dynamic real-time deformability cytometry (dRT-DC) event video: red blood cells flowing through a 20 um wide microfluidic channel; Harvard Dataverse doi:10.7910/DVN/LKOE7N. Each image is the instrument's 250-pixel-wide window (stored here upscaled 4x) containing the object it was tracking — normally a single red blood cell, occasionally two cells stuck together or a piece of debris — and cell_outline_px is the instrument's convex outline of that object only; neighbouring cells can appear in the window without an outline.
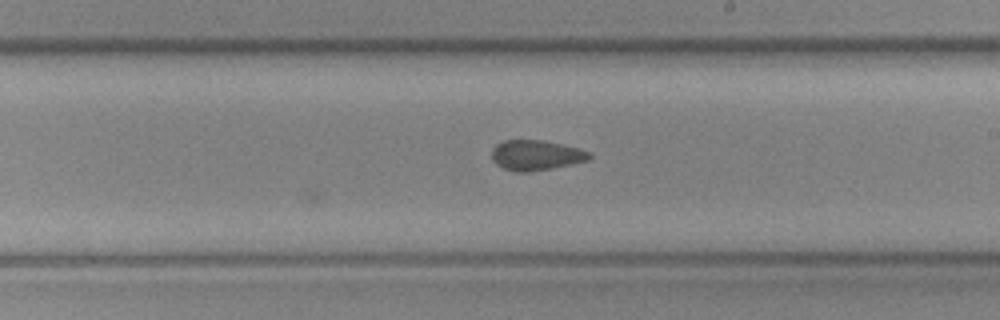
{"species": "common noctule bat (a hibernating species)", "species_latin": "Nyctalus noctula", "temperature_condition": "cold", "stored_images_in_passage": 21, "camera_frame_rate_fps": 3000, "um_per_image_px": 0.085, "animal": {"sex": "female", "body_mass_g": 19.3, "forearm_length_mm": 54.1}, "frame": {"image": 1, "passage_image": 21, "time_ms": 6.667, "image_size_px": [1000, 320], "cell_outline_px": [[592, 156], [588, 160], [552, 168], [528, 172], [516, 172], [504, 168], [496, 164], [492, 160], [492, 148], [496, 144], [504, 140], [544, 140], [576, 148], [588, 152]], "centroid_in_image_um": [45.51, 13.19], "position_along_channel_um": 243.5, "area_um2": 16.99}}